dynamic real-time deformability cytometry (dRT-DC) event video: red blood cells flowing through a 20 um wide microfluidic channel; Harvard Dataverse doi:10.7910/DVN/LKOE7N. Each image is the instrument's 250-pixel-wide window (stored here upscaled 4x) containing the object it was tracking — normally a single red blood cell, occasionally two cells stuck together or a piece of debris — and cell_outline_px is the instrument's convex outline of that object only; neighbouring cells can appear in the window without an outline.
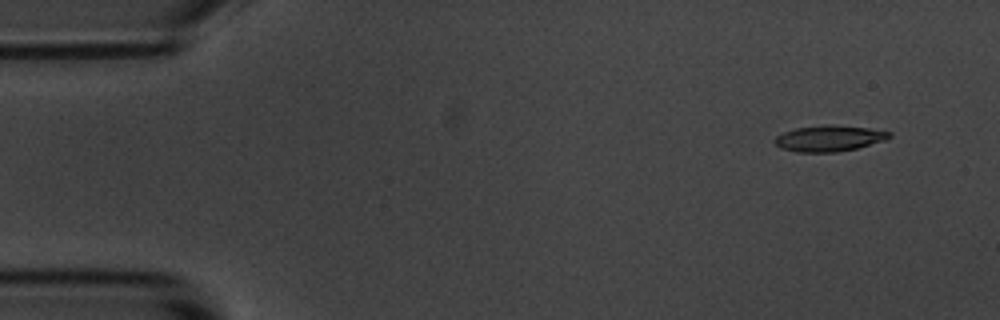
{"species": "common noctule bat (a hibernating species)", "species_latin": "Nyctalus noctula", "temperature_condition": "room temperature", "stored_images_in_passage": 4, "camera_frame_rate_fps": 3000, "um_per_image_px": 0.085, "animal": {"sex": "male", "body_mass_g": 20.1, "forearm_length_mm": 53.5}, "frame": {"image": 1, "passage_image": 1, "time_ms": 0.0, "image_size_px": [1000, 320], "cell_outline_px": [[892, 136], [888, 140], [856, 148], [836, 152], [796, 152], [780, 148], [776, 144], [776, 136], [784, 132], [796, 128], [828, 124], [832, 124], [868, 128], [892, 132]], "centroid_in_image_um": [70.52, 11.76], "position_along_channel_um": 14.5, "area_um2": 17.4}}
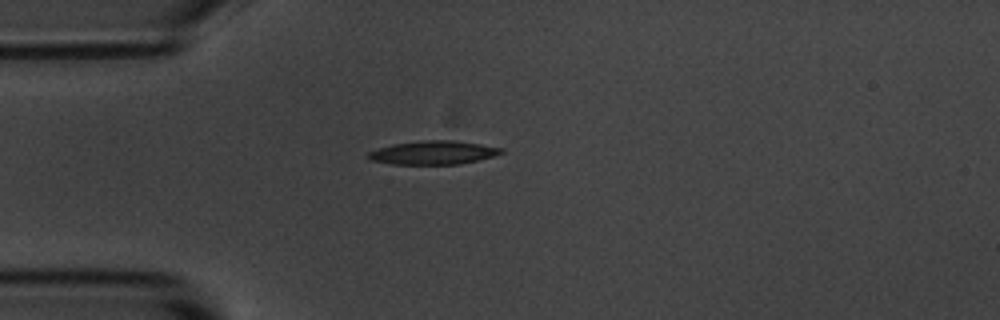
{"frame": {"image": 2, "passage_image": 4, "time_ms": 3.333, "image_size_px": [1000, 320], "cell_outline_px": [[504, 152], [492, 156], [460, 164], [392, 164], [372, 160], [364, 156], [368, 152], [376, 148], [392, 144], [424, 140], [456, 140], [504, 148]], "centroid_in_image_um": [36.79, 12.96], "position_along_channel_um": 48.2, "area_um2": 18.32}}